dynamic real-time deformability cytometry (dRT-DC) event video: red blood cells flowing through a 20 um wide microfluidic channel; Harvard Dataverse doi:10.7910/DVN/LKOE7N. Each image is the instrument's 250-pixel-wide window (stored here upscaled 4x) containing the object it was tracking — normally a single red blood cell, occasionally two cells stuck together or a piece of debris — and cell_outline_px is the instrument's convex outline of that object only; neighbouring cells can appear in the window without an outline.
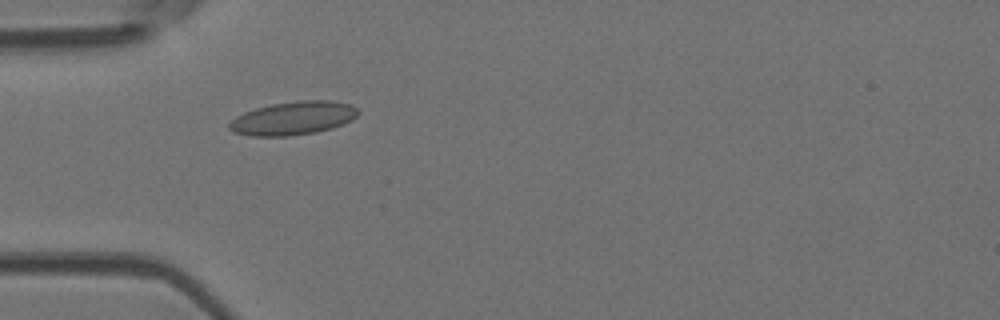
{"species": "Egyptian fruit bat (a non-hibernating species)", "species_latin": "Rousettus aegyptiacus", "temperature_condition": "room temperature", "stored_images_in_passage": 6, "camera_frame_rate_fps": 3000, "um_per_image_px": 0.085, "animal": {"sex": "female"}, "frame": {"image": 1, "passage_image": 5, "time_ms": 5.333, "image_size_px": [1000, 320], "cell_outline_px": [[360, 112], [352, 120], [344, 124], [332, 128], [316, 132], [288, 136], [252, 136], [232, 132], [228, 128], [228, 124], [236, 116], [244, 112], [256, 108], [272, 104], [300, 100], [332, 100], [352, 104]], "centroid_in_image_um": [24.93, 10.04], "position_along_channel_um": 60.1, "area_um2": 25.26}}
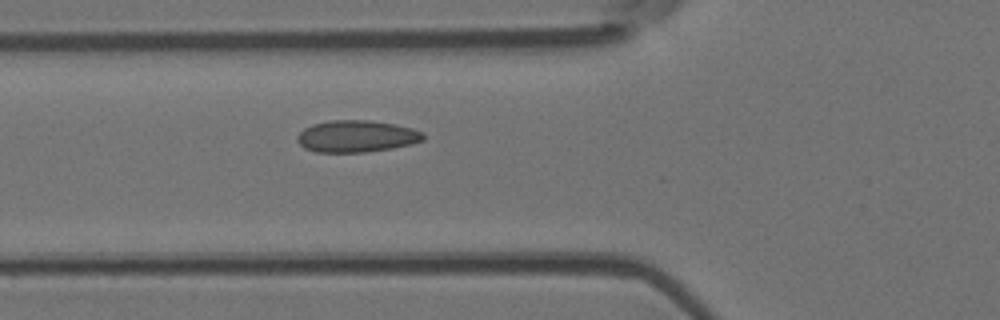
{"frame": {"image": 2, "passage_image": 6, "time_ms": 6.333, "image_size_px": [1000, 320], "cell_outline_px": [[424, 140], [412, 144], [392, 148], [364, 152], [316, 152], [304, 148], [296, 140], [296, 136], [304, 128], [312, 124], [328, 120], [372, 120], [396, 124], [412, 128], [424, 132]], "centroid_in_image_um": [30.31, 11.57], "position_along_channel_um": 95.5, "area_um2": 23.64}}